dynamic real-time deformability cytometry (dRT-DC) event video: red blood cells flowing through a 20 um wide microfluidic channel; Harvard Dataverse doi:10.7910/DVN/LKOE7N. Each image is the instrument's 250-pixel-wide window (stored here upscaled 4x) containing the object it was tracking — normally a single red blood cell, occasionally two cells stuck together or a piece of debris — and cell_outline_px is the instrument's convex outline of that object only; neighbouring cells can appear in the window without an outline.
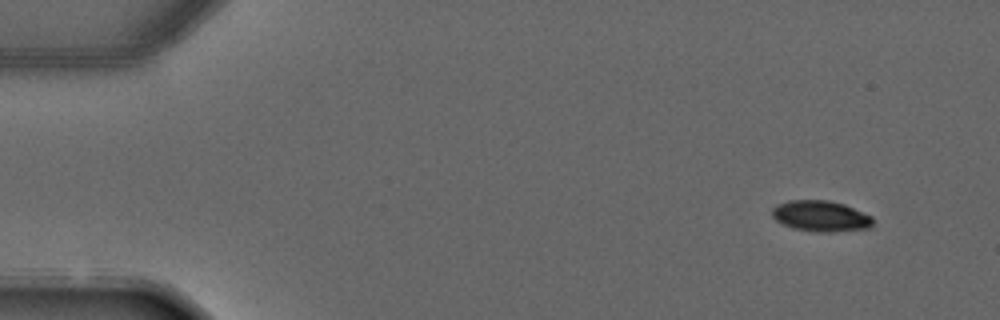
{"species": "common noctule bat (a hibernating species)", "species_latin": "Nyctalus noctula", "temperature_condition": "warm", "stored_images_in_passage": 3, "camera_frame_rate_fps": 3000, "um_per_image_px": 0.085, "animal": {"sex": "male", "forearm_length_mm": 52.5}, "frame": {"image": 1, "passage_image": 1, "time_ms": 0.0, "image_size_px": [1000, 320], "cell_outline_px": [[872, 228], [832, 232], [816, 232], [792, 228], [776, 220], [772, 216], [772, 208], [776, 204], [788, 200], [828, 200], [844, 204], [872, 216]], "centroid_in_image_um": [69.76, 18.37], "position_along_channel_um": 15.2, "area_um2": 18.26}}